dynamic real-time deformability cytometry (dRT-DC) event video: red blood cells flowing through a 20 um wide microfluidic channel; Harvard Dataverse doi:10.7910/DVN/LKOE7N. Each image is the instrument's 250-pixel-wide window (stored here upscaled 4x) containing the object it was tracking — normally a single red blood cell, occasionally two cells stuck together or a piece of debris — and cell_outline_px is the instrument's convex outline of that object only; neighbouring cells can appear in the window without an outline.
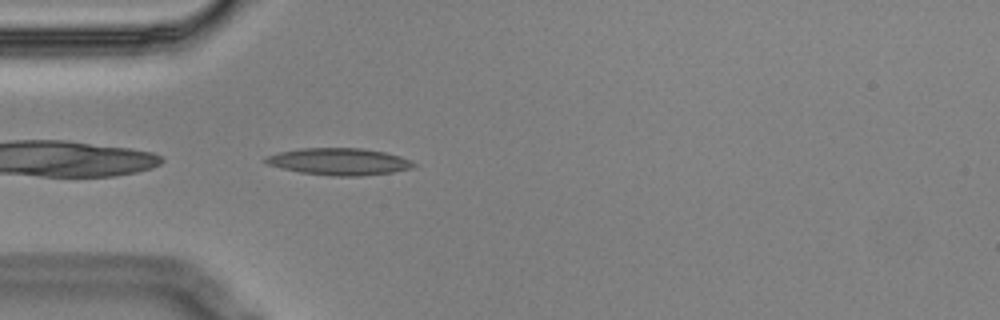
{"species": "Egyptian fruit bat (a non-hibernating species)", "species_latin": "Rousettus aegyptiacus", "temperature_condition": "cold", "stored_images_in_passage": 4, "camera_frame_rate_fps": 3000, "um_per_image_px": 0.085, "animal": {"sex": "male"}, "frame": {"image": 1, "passage_image": 4, "time_ms": 1.0, "image_size_px": [1000, 320], "cell_outline_px": [[420, 164], [412, 168], [392, 172], [360, 176], [332, 176], [300, 172], [280, 168], [268, 164], [264, 160], [264, 156], [280, 152], [304, 148], [360, 148], [384, 152], [400, 156], [412, 160]], "centroid_in_image_um": [28.86, 13.74], "position_along_channel_um": 56.1, "area_um2": 23.29}}